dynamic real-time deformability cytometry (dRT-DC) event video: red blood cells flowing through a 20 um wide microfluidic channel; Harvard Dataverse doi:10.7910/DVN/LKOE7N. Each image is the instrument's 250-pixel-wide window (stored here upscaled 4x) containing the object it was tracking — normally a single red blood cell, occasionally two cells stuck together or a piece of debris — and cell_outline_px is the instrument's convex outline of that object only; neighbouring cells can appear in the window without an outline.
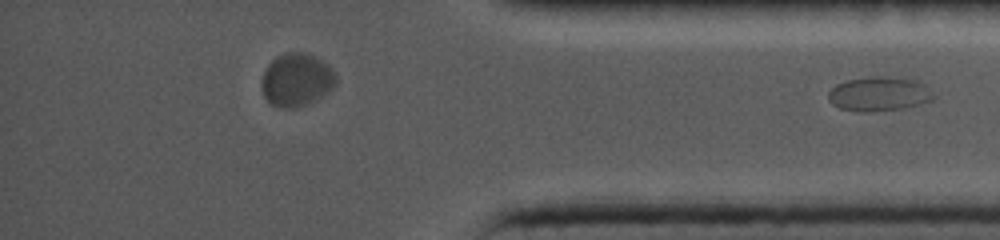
{"species": "common noctule bat (a hibernating species)", "species_latin": "Nyctalus noctula", "temperature_condition": "cold", "stored_images_in_passage": 40, "segment_of_instrument_passage": [2, 2], "camera_frame_rate_fps": 5000, "um_per_image_px": 0.085, "animal": {"sex": "female", "body_mass_g": 19.0, "forearm_length_mm": 56.7}, "frame": {"image": 1, "passage_image": 40, "time_ms": 13.6, "image_size_px": [1000, 240], "cell_outline_px": [[932, 100], [920, 104], [904, 108], [868, 112], [856, 112], [840, 108], [832, 104], [828, 100], [828, 92], [836, 84], [848, 80], [872, 76], [888, 76], [916, 80], [928, 88], [932, 92]], "centroid_in_image_um": [74.68, 7.99], "position_along_channel_um": 360.5, "area_um2": 21.04}}